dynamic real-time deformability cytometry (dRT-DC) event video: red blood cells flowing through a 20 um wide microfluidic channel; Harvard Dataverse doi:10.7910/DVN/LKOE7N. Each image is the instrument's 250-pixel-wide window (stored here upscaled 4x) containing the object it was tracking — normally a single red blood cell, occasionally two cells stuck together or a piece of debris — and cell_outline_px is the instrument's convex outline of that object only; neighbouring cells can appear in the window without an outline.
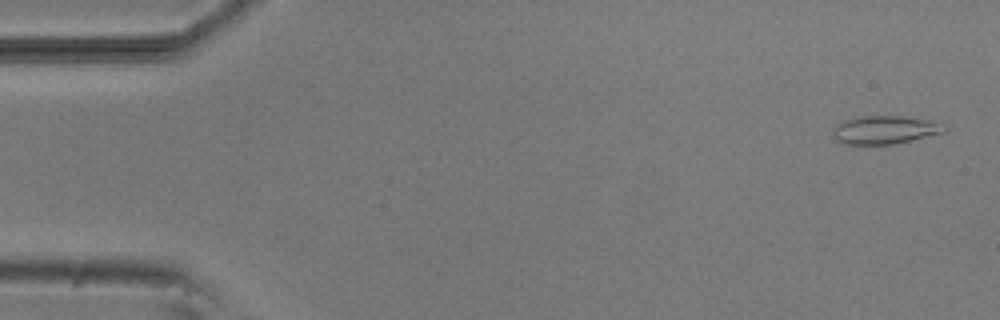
{"species": "common noctule bat (a hibernating species)", "species_latin": "Nyctalus noctula", "temperature_condition": "room temperature", "stored_images_in_passage": 5, "camera_frame_rate_fps": 3000, "um_per_image_px": 0.085, "animal": {"sex": "male", "body_mass_g": 20.5, "forearm_length_mm": 52.5}, "frame": {"image": 1, "passage_image": 1, "time_ms": 0.0, "image_size_px": [1000, 320], "cell_outline_px": [[944, 132], [912, 140], [892, 144], [848, 144], [836, 140], [832, 136], [832, 128], [836, 124], [844, 120], [860, 116], [904, 116], [932, 120]], "centroid_in_image_um": [75.09, 11.03], "position_along_channel_um": 9.9, "area_um2": 18.03}}